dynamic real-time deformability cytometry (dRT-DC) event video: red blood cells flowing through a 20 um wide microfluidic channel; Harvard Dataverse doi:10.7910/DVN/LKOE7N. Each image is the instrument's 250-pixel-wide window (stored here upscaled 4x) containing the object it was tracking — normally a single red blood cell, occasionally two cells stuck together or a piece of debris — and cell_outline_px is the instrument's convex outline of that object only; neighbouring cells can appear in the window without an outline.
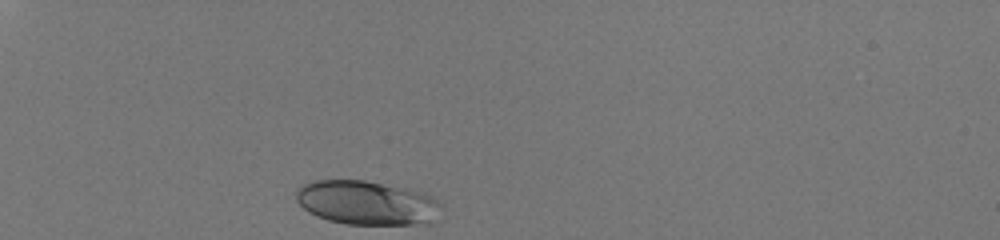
{"species": "human", "species_latin": "Homo sapiens", "temperature_condition": "room temperature", "stored_images_in_passage": 30, "camera_frame_rate_fps": 3000, "um_per_image_px": 0.085, "donor": {"sex": "male"}, "frame": {"image": 1, "passage_image": 1, "time_ms": 0.0, "image_size_px": [1000, 240], "cell_outline_px": [[440, 204], [428, 224], [348, 224], [328, 220], [308, 212], [296, 200], [296, 192], [304, 184], [316, 180], [364, 180], [404, 188], [420, 192], [432, 196]], "centroid_in_image_um": [31.12, 17.23], "position_along_channel_um": 53.9, "area_um2": 36.59}}
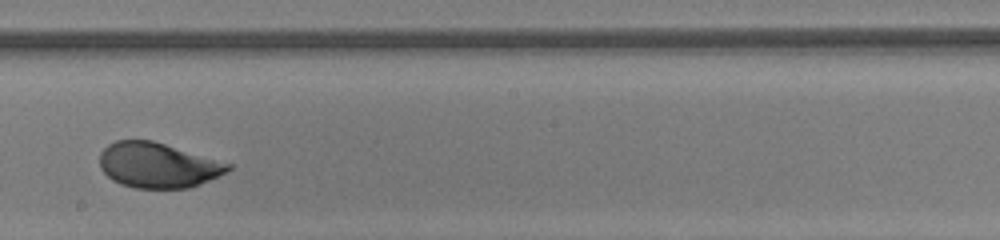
{"frame": {"image": 2, "passage_image": 18, "time_ms": 5.667, "image_size_px": [1000, 240], "cell_outline_px": [[232, 168], [200, 184], [188, 188], [136, 188], [120, 184], [112, 180], [100, 168], [100, 152], [108, 144], [116, 140], [152, 140], [232, 164]], "centroid_in_image_um": [13.37, 14.04], "position_along_channel_um": 234.8, "area_um2": 33.52}}
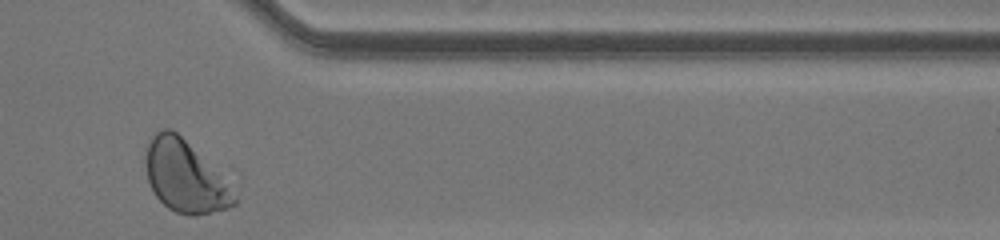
{"frame": {"image": 3, "passage_image": 30, "time_ms": 9.667, "image_size_px": [1000, 240], "cell_outline_px": [[236, 204], [228, 208], [196, 216], [188, 216], [176, 212], [168, 208], [152, 192], [148, 180], [144, 160], [144, 148], [152, 136], [156, 132], [164, 128], [172, 128], [220, 176], [236, 196]], "centroid_in_image_um": [15.63, 15.03], "position_along_channel_um": 395.8, "area_um2": 36.3}, "authors_computed_cell_mechanics": {"area_um2": 34.5644, "velocity_mm_per_s": 4.083, "shape_relaxation_time_tau1_ms": 2.8241, "shape_relaxation_time_tau2_ms": null, "deformation_change_tau1": 0.1379, "deformation_change_tau2": null}}